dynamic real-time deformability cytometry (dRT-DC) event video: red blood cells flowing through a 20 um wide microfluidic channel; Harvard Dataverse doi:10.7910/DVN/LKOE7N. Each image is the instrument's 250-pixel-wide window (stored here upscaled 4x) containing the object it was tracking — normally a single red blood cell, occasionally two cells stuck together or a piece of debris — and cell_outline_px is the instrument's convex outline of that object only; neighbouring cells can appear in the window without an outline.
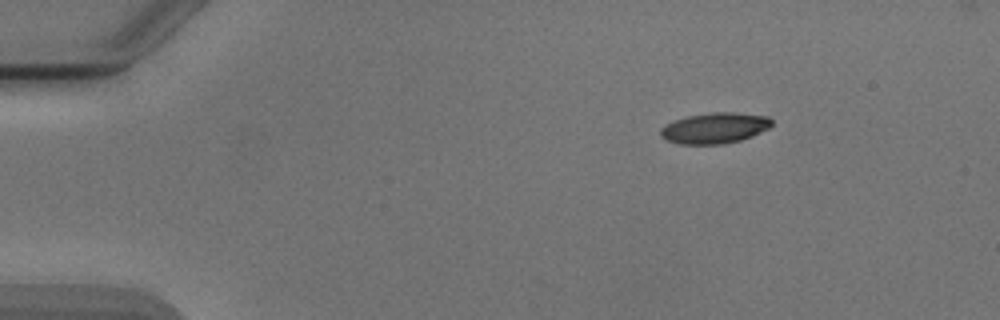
{"species": "Egyptian fruit bat (a non-hibernating species)", "species_latin": "Rousettus aegyptiacus", "temperature_condition": "cold", "stored_images_in_passage": 3, "camera_frame_rate_fps": 3000, "um_per_image_px": 0.085, "animal": {"sex": "male"}, "frame": {"image": 1, "passage_image": 1, "time_ms": 0.0, "image_size_px": [1000, 320], "cell_outline_px": [[772, 124], [768, 128], [752, 136], [740, 140], [724, 144], [680, 144], [668, 140], [660, 136], [660, 128], [664, 124], [688, 116], [712, 112], [736, 112], [768, 116], [772, 120]], "centroid_in_image_um": [60.75, 10.88], "position_along_channel_um": 24.3, "area_um2": 19.94}}